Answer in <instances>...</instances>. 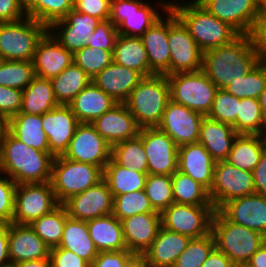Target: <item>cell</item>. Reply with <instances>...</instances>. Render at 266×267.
<instances>
[{
  "label": "cell",
  "mask_w": 266,
  "mask_h": 267,
  "mask_svg": "<svg viewBox=\"0 0 266 267\" xmlns=\"http://www.w3.org/2000/svg\"><path fill=\"white\" fill-rule=\"evenodd\" d=\"M259 62L250 36L239 35L229 44L204 51L201 70L218 89H225Z\"/></svg>",
  "instance_id": "obj_1"
},
{
  "label": "cell",
  "mask_w": 266,
  "mask_h": 267,
  "mask_svg": "<svg viewBox=\"0 0 266 267\" xmlns=\"http://www.w3.org/2000/svg\"><path fill=\"white\" fill-rule=\"evenodd\" d=\"M53 160L50 152L28 147L7 130L0 136V172L16 184L49 182Z\"/></svg>",
  "instance_id": "obj_2"
},
{
  "label": "cell",
  "mask_w": 266,
  "mask_h": 267,
  "mask_svg": "<svg viewBox=\"0 0 266 267\" xmlns=\"http://www.w3.org/2000/svg\"><path fill=\"white\" fill-rule=\"evenodd\" d=\"M186 3L178 5L170 2L169 8L203 52L229 44L240 35L228 23L212 15L197 0Z\"/></svg>",
  "instance_id": "obj_3"
},
{
  "label": "cell",
  "mask_w": 266,
  "mask_h": 267,
  "mask_svg": "<svg viewBox=\"0 0 266 267\" xmlns=\"http://www.w3.org/2000/svg\"><path fill=\"white\" fill-rule=\"evenodd\" d=\"M211 233L215 239V247L235 266L246 265L251 256L266 242L263 234L229 221L219 210L214 212Z\"/></svg>",
  "instance_id": "obj_4"
},
{
  "label": "cell",
  "mask_w": 266,
  "mask_h": 267,
  "mask_svg": "<svg viewBox=\"0 0 266 267\" xmlns=\"http://www.w3.org/2000/svg\"><path fill=\"white\" fill-rule=\"evenodd\" d=\"M170 101L166 75L144 77L124 102L140 128L157 127Z\"/></svg>",
  "instance_id": "obj_5"
},
{
  "label": "cell",
  "mask_w": 266,
  "mask_h": 267,
  "mask_svg": "<svg viewBox=\"0 0 266 267\" xmlns=\"http://www.w3.org/2000/svg\"><path fill=\"white\" fill-rule=\"evenodd\" d=\"M102 179L103 170L98 166L63 156L54 157L50 183L59 204L95 186Z\"/></svg>",
  "instance_id": "obj_6"
},
{
  "label": "cell",
  "mask_w": 266,
  "mask_h": 267,
  "mask_svg": "<svg viewBox=\"0 0 266 267\" xmlns=\"http://www.w3.org/2000/svg\"><path fill=\"white\" fill-rule=\"evenodd\" d=\"M49 28L25 16L16 22L0 23L1 60L32 61L40 39Z\"/></svg>",
  "instance_id": "obj_7"
},
{
  "label": "cell",
  "mask_w": 266,
  "mask_h": 267,
  "mask_svg": "<svg viewBox=\"0 0 266 267\" xmlns=\"http://www.w3.org/2000/svg\"><path fill=\"white\" fill-rule=\"evenodd\" d=\"M166 76L171 101L205 116L209 114L218 88L202 70L180 72Z\"/></svg>",
  "instance_id": "obj_8"
},
{
  "label": "cell",
  "mask_w": 266,
  "mask_h": 267,
  "mask_svg": "<svg viewBox=\"0 0 266 267\" xmlns=\"http://www.w3.org/2000/svg\"><path fill=\"white\" fill-rule=\"evenodd\" d=\"M168 44L170 75L202 69L203 51L170 8L168 9Z\"/></svg>",
  "instance_id": "obj_9"
},
{
  "label": "cell",
  "mask_w": 266,
  "mask_h": 267,
  "mask_svg": "<svg viewBox=\"0 0 266 267\" xmlns=\"http://www.w3.org/2000/svg\"><path fill=\"white\" fill-rule=\"evenodd\" d=\"M255 194L253 174L227 161H218L214 167V179L209 191L211 203L219 210L226 202Z\"/></svg>",
  "instance_id": "obj_10"
},
{
  "label": "cell",
  "mask_w": 266,
  "mask_h": 267,
  "mask_svg": "<svg viewBox=\"0 0 266 267\" xmlns=\"http://www.w3.org/2000/svg\"><path fill=\"white\" fill-rule=\"evenodd\" d=\"M214 212L213 206L173 203L161 213V225L191 239L201 238L211 233Z\"/></svg>",
  "instance_id": "obj_11"
},
{
  "label": "cell",
  "mask_w": 266,
  "mask_h": 267,
  "mask_svg": "<svg viewBox=\"0 0 266 267\" xmlns=\"http://www.w3.org/2000/svg\"><path fill=\"white\" fill-rule=\"evenodd\" d=\"M58 205L50 181L17 184L12 222L30 224L33 220L50 213Z\"/></svg>",
  "instance_id": "obj_12"
},
{
  "label": "cell",
  "mask_w": 266,
  "mask_h": 267,
  "mask_svg": "<svg viewBox=\"0 0 266 267\" xmlns=\"http://www.w3.org/2000/svg\"><path fill=\"white\" fill-rule=\"evenodd\" d=\"M161 17L149 3L140 0H111L109 20L117 27L120 35L141 37Z\"/></svg>",
  "instance_id": "obj_13"
},
{
  "label": "cell",
  "mask_w": 266,
  "mask_h": 267,
  "mask_svg": "<svg viewBox=\"0 0 266 267\" xmlns=\"http://www.w3.org/2000/svg\"><path fill=\"white\" fill-rule=\"evenodd\" d=\"M63 157L89 163L102 170L111 159V146L90 123H80Z\"/></svg>",
  "instance_id": "obj_14"
},
{
  "label": "cell",
  "mask_w": 266,
  "mask_h": 267,
  "mask_svg": "<svg viewBox=\"0 0 266 267\" xmlns=\"http://www.w3.org/2000/svg\"><path fill=\"white\" fill-rule=\"evenodd\" d=\"M145 149L148 174L172 175L178 170V147L157 127L141 128L139 135Z\"/></svg>",
  "instance_id": "obj_15"
},
{
  "label": "cell",
  "mask_w": 266,
  "mask_h": 267,
  "mask_svg": "<svg viewBox=\"0 0 266 267\" xmlns=\"http://www.w3.org/2000/svg\"><path fill=\"white\" fill-rule=\"evenodd\" d=\"M204 117L205 115L170 100L157 128L180 147L198 142Z\"/></svg>",
  "instance_id": "obj_16"
},
{
  "label": "cell",
  "mask_w": 266,
  "mask_h": 267,
  "mask_svg": "<svg viewBox=\"0 0 266 267\" xmlns=\"http://www.w3.org/2000/svg\"><path fill=\"white\" fill-rule=\"evenodd\" d=\"M62 205L70 218L88 221L112 214L113 196L107 183L102 179L86 191L69 197Z\"/></svg>",
  "instance_id": "obj_17"
},
{
  "label": "cell",
  "mask_w": 266,
  "mask_h": 267,
  "mask_svg": "<svg viewBox=\"0 0 266 267\" xmlns=\"http://www.w3.org/2000/svg\"><path fill=\"white\" fill-rule=\"evenodd\" d=\"M212 15L228 23L240 35H249L260 13L257 0H197Z\"/></svg>",
  "instance_id": "obj_18"
},
{
  "label": "cell",
  "mask_w": 266,
  "mask_h": 267,
  "mask_svg": "<svg viewBox=\"0 0 266 267\" xmlns=\"http://www.w3.org/2000/svg\"><path fill=\"white\" fill-rule=\"evenodd\" d=\"M49 152L53 157L63 156L80 124L69 105L59 104L42 115Z\"/></svg>",
  "instance_id": "obj_19"
},
{
  "label": "cell",
  "mask_w": 266,
  "mask_h": 267,
  "mask_svg": "<svg viewBox=\"0 0 266 267\" xmlns=\"http://www.w3.org/2000/svg\"><path fill=\"white\" fill-rule=\"evenodd\" d=\"M100 21V19L94 16L80 13L73 8L63 19L55 21L49 27V31H53L55 33L53 36L60 42V44L74 54L84 46H87L89 37L95 31ZM53 28L54 30L55 28L56 30L59 29V31L60 28L62 29L60 33L57 34Z\"/></svg>",
  "instance_id": "obj_20"
},
{
  "label": "cell",
  "mask_w": 266,
  "mask_h": 267,
  "mask_svg": "<svg viewBox=\"0 0 266 267\" xmlns=\"http://www.w3.org/2000/svg\"><path fill=\"white\" fill-rule=\"evenodd\" d=\"M32 62L35 76L51 80L74 61L73 53L63 47L48 30L38 42Z\"/></svg>",
  "instance_id": "obj_21"
},
{
  "label": "cell",
  "mask_w": 266,
  "mask_h": 267,
  "mask_svg": "<svg viewBox=\"0 0 266 267\" xmlns=\"http://www.w3.org/2000/svg\"><path fill=\"white\" fill-rule=\"evenodd\" d=\"M219 211L231 222L266 237V196L252 194L226 202Z\"/></svg>",
  "instance_id": "obj_22"
},
{
  "label": "cell",
  "mask_w": 266,
  "mask_h": 267,
  "mask_svg": "<svg viewBox=\"0 0 266 267\" xmlns=\"http://www.w3.org/2000/svg\"><path fill=\"white\" fill-rule=\"evenodd\" d=\"M8 251L10 264L48 258L50 247L29 224H8Z\"/></svg>",
  "instance_id": "obj_23"
},
{
  "label": "cell",
  "mask_w": 266,
  "mask_h": 267,
  "mask_svg": "<svg viewBox=\"0 0 266 267\" xmlns=\"http://www.w3.org/2000/svg\"><path fill=\"white\" fill-rule=\"evenodd\" d=\"M167 12L166 21L159 18L140 37L148 55L150 70L155 75H170V49L168 44V9L169 4L161 3Z\"/></svg>",
  "instance_id": "obj_24"
},
{
  "label": "cell",
  "mask_w": 266,
  "mask_h": 267,
  "mask_svg": "<svg viewBox=\"0 0 266 267\" xmlns=\"http://www.w3.org/2000/svg\"><path fill=\"white\" fill-rule=\"evenodd\" d=\"M92 125L110 146L137 137L141 129L124 103H118L106 111Z\"/></svg>",
  "instance_id": "obj_25"
},
{
  "label": "cell",
  "mask_w": 266,
  "mask_h": 267,
  "mask_svg": "<svg viewBox=\"0 0 266 267\" xmlns=\"http://www.w3.org/2000/svg\"><path fill=\"white\" fill-rule=\"evenodd\" d=\"M121 224L127 250L132 253L144 254L162 226L161 213L135 214L121 220Z\"/></svg>",
  "instance_id": "obj_26"
},
{
  "label": "cell",
  "mask_w": 266,
  "mask_h": 267,
  "mask_svg": "<svg viewBox=\"0 0 266 267\" xmlns=\"http://www.w3.org/2000/svg\"><path fill=\"white\" fill-rule=\"evenodd\" d=\"M215 163L199 142L178 147V171L188 175L208 191L213 184Z\"/></svg>",
  "instance_id": "obj_27"
},
{
  "label": "cell",
  "mask_w": 266,
  "mask_h": 267,
  "mask_svg": "<svg viewBox=\"0 0 266 267\" xmlns=\"http://www.w3.org/2000/svg\"><path fill=\"white\" fill-rule=\"evenodd\" d=\"M143 78L138 71L112 62L92 78V83L117 103H124Z\"/></svg>",
  "instance_id": "obj_28"
},
{
  "label": "cell",
  "mask_w": 266,
  "mask_h": 267,
  "mask_svg": "<svg viewBox=\"0 0 266 267\" xmlns=\"http://www.w3.org/2000/svg\"><path fill=\"white\" fill-rule=\"evenodd\" d=\"M191 238L160 227L151 246L144 252L147 267H173Z\"/></svg>",
  "instance_id": "obj_29"
},
{
  "label": "cell",
  "mask_w": 266,
  "mask_h": 267,
  "mask_svg": "<svg viewBox=\"0 0 266 267\" xmlns=\"http://www.w3.org/2000/svg\"><path fill=\"white\" fill-rule=\"evenodd\" d=\"M237 135L232 125L205 116L200 126L198 142L210 153L215 162L224 161Z\"/></svg>",
  "instance_id": "obj_30"
},
{
  "label": "cell",
  "mask_w": 266,
  "mask_h": 267,
  "mask_svg": "<svg viewBox=\"0 0 266 267\" xmlns=\"http://www.w3.org/2000/svg\"><path fill=\"white\" fill-rule=\"evenodd\" d=\"M117 104L111 96L91 82L69 103V106L80 123L92 124Z\"/></svg>",
  "instance_id": "obj_31"
},
{
  "label": "cell",
  "mask_w": 266,
  "mask_h": 267,
  "mask_svg": "<svg viewBox=\"0 0 266 267\" xmlns=\"http://www.w3.org/2000/svg\"><path fill=\"white\" fill-rule=\"evenodd\" d=\"M86 222L89 236L98 252L127 250L121 221L113 214L90 219Z\"/></svg>",
  "instance_id": "obj_32"
},
{
  "label": "cell",
  "mask_w": 266,
  "mask_h": 267,
  "mask_svg": "<svg viewBox=\"0 0 266 267\" xmlns=\"http://www.w3.org/2000/svg\"><path fill=\"white\" fill-rule=\"evenodd\" d=\"M6 130L28 147L49 152L48 139L43 130L42 115L19 112L7 120Z\"/></svg>",
  "instance_id": "obj_33"
},
{
  "label": "cell",
  "mask_w": 266,
  "mask_h": 267,
  "mask_svg": "<svg viewBox=\"0 0 266 267\" xmlns=\"http://www.w3.org/2000/svg\"><path fill=\"white\" fill-rule=\"evenodd\" d=\"M113 62L138 71L143 77L155 75L149 67L148 55L140 37L118 34Z\"/></svg>",
  "instance_id": "obj_34"
},
{
  "label": "cell",
  "mask_w": 266,
  "mask_h": 267,
  "mask_svg": "<svg viewBox=\"0 0 266 267\" xmlns=\"http://www.w3.org/2000/svg\"><path fill=\"white\" fill-rule=\"evenodd\" d=\"M266 149V135L238 134L225 161L245 171H253Z\"/></svg>",
  "instance_id": "obj_35"
},
{
  "label": "cell",
  "mask_w": 266,
  "mask_h": 267,
  "mask_svg": "<svg viewBox=\"0 0 266 267\" xmlns=\"http://www.w3.org/2000/svg\"><path fill=\"white\" fill-rule=\"evenodd\" d=\"M54 248L72 251L90 265L99 253L89 236L87 222L70 217L66 219L60 244Z\"/></svg>",
  "instance_id": "obj_36"
},
{
  "label": "cell",
  "mask_w": 266,
  "mask_h": 267,
  "mask_svg": "<svg viewBox=\"0 0 266 267\" xmlns=\"http://www.w3.org/2000/svg\"><path fill=\"white\" fill-rule=\"evenodd\" d=\"M58 105L51 80L35 76L30 85L23 90L20 112L43 115Z\"/></svg>",
  "instance_id": "obj_37"
},
{
  "label": "cell",
  "mask_w": 266,
  "mask_h": 267,
  "mask_svg": "<svg viewBox=\"0 0 266 267\" xmlns=\"http://www.w3.org/2000/svg\"><path fill=\"white\" fill-rule=\"evenodd\" d=\"M148 173L122 167L112 159L103 169V180L107 183L112 196L143 190Z\"/></svg>",
  "instance_id": "obj_38"
},
{
  "label": "cell",
  "mask_w": 266,
  "mask_h": 267,
  "mask_svg": "<svg viewBox=\"0 0 266 267\" xmlns=\"http://www.w3.org/2000/svg\"><path fill=\"white\" fill-rule=\"evenodd\" d=\"M58 104L69 103L92 82V78L74 62L62 73L51 79Z\"/></svg>",
  "instance_id": "obj_39"
},
{
  "label": "cell",
  "mask_w": 266,
  "mask_h": 267,
  "mask_svg": "<svg viewBox=\"0 0 266 267\" xmlns=\"http://www.w3.org/2000/svg\"><path fill=\"white\" fill-rule=\"evenodd\" d=\"M172 192L174 203L213 206L209 191L203 185L178 170L172 174Z\"/></svg>",
  "instance_id": "obj_40"
},
{
  "label": "cell",
  "mask_w": 266,
  "mask_h": 267,
  "mask_svg": "<svg viewBox=\"0 0 266 267\" xmlns=\"http://www.w3.org/2000/svg\"><path fill=\"white\" fill-rule=\"evenodd\" d=\"M68 217L65 207L59 204L50 213L33 220L29 225L51 249L60 244Z\"/></svg>",
  "instance_id": "obj_41"
},
{
  "label": "cell",
  "mask_w": 266,
  "mask_h": 267,
  "mask_svg": "<svg viewBox=\"0 0 266 267\" xmlns=\"http://www.w3.org/2000/svg\"><path fill=\"white\" fill-rule=\"evenodd\" d=\"M111 159L122 167L148 173L147 157L139 136L112 145Z\"/></svg>",
  "instance_id": "obj_42"
},
{
  "label": "cell",
  "mask_w": 266,
  "mask_h": 267,
  "mask_svg": "<svg viewBox=\"0 0 266 267\" xmlns=\"http://www.w3.org/2000/svg\"><path fill=\"white\" fill-rule=\"evenodd\" d=\"M35 77L32 61L1 60L0 86L24 90Z\"/></svg>",
  "instance_id": "obj_43"
},
{
  "label": "cell",
  "mask_w": 266,
  "mask_h": 267,
  "mask_svg": "<svg viewBox=\"0 0 266 267\" xmlns=\"http://www.w3.org/2000/svg\"><path fill=\"white\" fill-rule=\"evenodd\" d=\"M266 87V62L260 61L251 72L232 81L224 90L239 99H258Z\"/></svg>",
  "instance_id": "obj_44"
},
{
  "label": "cell",
  "mask_w": 266,
  "mask_h": 267,
  "mask_svg": "<svg viewBox=\"0 0 266 267\" xmlns=\"http://www.w3.org/2000/svg\"><path fill=\"white\" fill-rule=\"evenodd\" d=\"M73 8V0H34L26 8V16L49 28L55 21L63 19Z\"/></svg>",
  "instance_id": "obj_45"
},
{
  "label": "cell",
  "mask_w": 266,
  "mask_h": 267,
  "mask_svg": "<svg viewBox=\"0 0 266 267\" xmlns=\"http://www.w3.org/2000/svg\"><path fill=\"white\" fill-rule=\"evenodd\" d=\"M237 133L266 135V123L258 99H240L237 114Z\"/></svg>",
  "instance_id": "obj_46"
},
{
  "label": "cell",
  "mask_w": 266,
  "mask_h": 267,
  "mask_svg": "<svg viewBox=\"0 0 266 267\" xmlns=\"http://www.w3.org/2000/svg\"><path fill=\"white\" fill-rule=\"evenodd\" d=\"M144 190L156 212L162 213L174 203L172 175L148 174Z\"/></svg>",
  "instance_id": "obj_47"
},
{
  "label": "cell",
  "mask_w": 266,
  "mask_h": 267,
  "mask_svg": "<svg viewBox=\"0 0 266 267\" xmlns=\"http://www.w3.org/2000/svg\"><path fill=\"white\" fill-rule=\"evenodd\" d=\"M156 212L145 190L134 191L113 197L112 214L120 221L135 214Z\"/></svg>",
  "instance_id": "obj_48"
},
{
  "label": "cell",
  "mask_w": 266,
  "mask_h": 267,
  "mask_svg": "<svg viewBox=\"0 0 266 267\" xmlns=\"http://www.w3.org/2000/svg\"><path fill=\"white\" fill-rule=\"evenodd\" d=\"M113 51L84 46L73 54V61L93 78L113 62Z\"/></svg>",
  "instance_id": "obj_49"
},
{
  "label": "cell",
  "mask_w": 266,
  "mask_h": 267,
  "mask_svg": "<svg viewBox=\"0 0 266 267\" xmlns=\"http://www.w3.org/2000/svg\"><path fill=\"white\" fill-rule=\"evenodd\" d=\"M214 248L215 239L212 233L201 238L191 239L173 267H201Z\"/></svg>",
  "instance_id": "obj_50"
},
{
  "label": "cell",
  "mask_w": 266,
  "mask_h": 267,
  "mask_svg": "<svg viewBox=\"0 0 266 267\" xmlns=\"http://www.w3.org/2000/svg\"><path fill=\"white\" fill-rule=\"evenodd\" d=\"M240 99L224 89H217L211 111L207 115L210 119L230 124L237 132V114Z\"/></svg>",
  "instance_id": "obj_51"
},
{
  "label": "cell",
  "mask_w": 266,
  "mask_h": 267,
  "mask_svg": "<svg viewBox=\"0 0 266 267\" xmlns=\"http://www.w3.org/2000/svg\"><path fill=\"white\" fill-rule=\"evenodd\" d=\"M5 177L0 176V224H10L13 220L17 187V184L10 177Z\"/></svg>",
  "instance_id": "obj_52"
},
{
  "label": "cell",
  "mask_w": 266,
  "mask_h": 267,
  "mask_svg": "<svg viewBox=\"0 0 266 267\" xmlns=\"http://www.w3.org/2000/svg\"><path fill=\"white\" fill-rule=\"evenodd\" d=\"M117 36V27L109 19L100 21L95 31L89 37L87 46L104 50H114Z\"/></svg>",
  "instance_id": "obj_53"
},
{
  "label": "cell",
  "mask_w": 266,
  "mask_h": 267,
  "mask_svg": "<svg viewBox=\"0 0 266 267\" xmlns=\"http://www.w3.org/2000/svg\"><path fill=\"white\" fill-rule=\"evenodd\" d=\"M22 97L23 90L0 86V115L6 121L20 112Z\"/></svg>",
  "instance_id": "obj_54"
},
{
  "label": "cell",
  "mask_w": 266,
  "mask_h": 267,
  "mask_svg": "<svg viewBox=\"0 0 266 267\" xmlns=\"http://www.w3.org/2000/svg\"><path fill=\"white\" fill-rule=\"evenodd\" d=\"M249 36L260 61L266 62V12L260 11Z\"/></svg>",
  "instance_id": "obj_55"
},
{
  "label": "cell",
  "mask_w": 266,
  "mask_h": 267,
  "mask_svg": "<svg viewBox=\"0 0 266 267\" xmlns=\"http://www.w3.org/2000/svg\"><path fill=\"white\" fill-rule=\"evenodd\" d=\"M73 3L78 12L89 14L101 21L110 17L111 0H73Z\"/></svg>",
  "instance_id": "obj_56"
},
{
  "label": "cell",
  "mask_w": 266,
  "mask_h": 267,
  "mask_svg": "<svg viewBox=\"0 0 266 267\" xmlns=\"http://www.w3.org/2000/svg\"><path fill=\"white\" fill-rule=\"evenodd\" d=\"M49 257L51 267H91L87 261L64 248H51Z\"/></svg>",
  "instance_id": "obj_57"
},
{
  "label": "cell",
  "mask_w": 266,
  "mask_h": 267,
  "mask_svg": "<svg viewBox=\"0 0 266 267\" xmlns=\"http://www.w3.org/2000/svg\"><path fill=\"white\" fill-rule=\"evenodd\" d=\"M26 8L20 0H0V23L24 19Z\"/></svg>",
  "instance_id": "obj_58"
},
{
  "label": "cell",
  "mask_w": 266,
  "mask_h": 267,
  "mask_svg": "<svg viewBox=\"0 0 266 267\" xmlns=\"http://www.w3.org/2000/svg\"><path fill=\"white\" fill-rule=\"evenodd\" d=\"M131 254L128 250L99 252L91 267H122Z\"/></svg>",
  "instance_id": "obj_59"
},
{
  "label": "cell",
  "mask_w": 266,
  "mask_h": 267,
  "mask_svg": "<svg viewBox=\"0 0 266 267\" xmlns=\"http://www.w3.org/2000/svg\"><path fill=\"white\" fill-rule=\"evenodd\" d=\"M255 193L266 196V149L263 151L260 161L252 171Z\"/></svg>",
  "instance_id": "obj_60"
},
{
  "label": "cell",
  "mask_w": 266,
  "mask_h": 267,
  "mask_svg": "<svg viewBox=\"0 0 266 267\" xmlns=\"http://www.w3.org/2000/svg\"><path fill=\"white\" fill-rule=\"evenodd\" d=\"M201 267H235V265L223 252L215 247Z\"/></svg>",
  "instance_id": "obj_61"
},
{
  "label": "cell",
  "mask_w": 266,
  "mask_h": 267,
  "mask_svg": "<svg viewBox=\"0 0 266 267\" xmlns=\"http://www.w3.org/2000/svg\"><path fill=\"white\" fill-rule=\"evenodd\" d=\"M10 264L8 251V224H0V267Z\"/></svg>",
  "instance_id": "obj_62"
},
{
  "label": "cell",
  "mask_w": 266,
  "mask_h": 267,
  "mask_svg": "<svg viewBox=\"0 0 266 267\" xmlns=\"http://www.w3.org/2000/svg\"><path fill=\"white\" fill-rule=\"evenodd\" d=\"M247 267H266V242L251 256Z\"/></svg>",
  "instance_id": "obj_63"
},
{
  "label": "cell",
  "mask_w": 266,
  "mask_h": 267,
  "mask_svg": "<svg viewBox=\"0 0 266 267\" xmlns=\"http://www.w3.org/2000/svg\"><path fill=\"white\" fill-rule=\"evenodd\" d=\"M122 267H147L145 257L140 253H132L123 263Z\"/></svg>",
  "instance_id": "obj_64"
},
{
  "label": "cell",
  "mask_w": 266,
  "mask_h": 267,
  "mask_svg": "<svg viewBox=\"0 0 266 267\" xmlns=\"http://www.w3.org/2000/svg\"><path fill=\"white\" fill-rule=\"evenodd\" d=\"M15 267H51L50 257L37 260H29L14 264Z\"/></svg>",
  "instance_id": "obj_65"
},
{
  "label": "cell",
  "mask_w": 266,
  "mask_h": 267,
  "mask_svg": "<svg viewBox=\"0 0 266 267\" xmlns=\"http://www.w3.org/2000/svg\"><path fill=\"white\" fill-rule=\"evenodd\" d=\"M258 100H259V104L261 106V111H262L263 118H264L265 123H266V87L261 92Z\"/></svg>",
  "instance_id": "obj_66"
},
{
  "label": "cell",
  "mask_w": 266,
  "mask_h": 267,
  "mask_svg": "<svg viewBox=\"0 0 266 267\" xmlns=\"http://www.w3.org/2000/svg\"><path fill=\"white\" fill-rule=\"evenodd\" d=\"M7 121L0 115V136L6 130Z\"/></svg>",
  "instance_id": "obj_67"
},
{
  "label": "cell",
  "mask_w": 266,
  "mask_h": 267,
  "mask_svg": "<svg viewBox=\"0 0 266 267\" xmlns=\"http://www.w3.org/2000/svg\"><path fill=\"white\" fill-rule=\"evenodd\" d=\"M259 10L261 12H266V0H257Z\"/></svg>",
  "instance_id": "obj_68"
},
{
  "label": "cell",
  "mask_w": 266,
  "mask_h": 267,
  "mask_svg": "<svg viewBox=\"0 0 266 267\" xmlns=\"http://www.w3.org/2000/svg\"><path fill=\"white\" fill-rule=\"evenodd\" d=\"M34 0H20L22 5L27 8Z\"/></svg>",
  "instance_id": "obj_69"
}]
</instances>
